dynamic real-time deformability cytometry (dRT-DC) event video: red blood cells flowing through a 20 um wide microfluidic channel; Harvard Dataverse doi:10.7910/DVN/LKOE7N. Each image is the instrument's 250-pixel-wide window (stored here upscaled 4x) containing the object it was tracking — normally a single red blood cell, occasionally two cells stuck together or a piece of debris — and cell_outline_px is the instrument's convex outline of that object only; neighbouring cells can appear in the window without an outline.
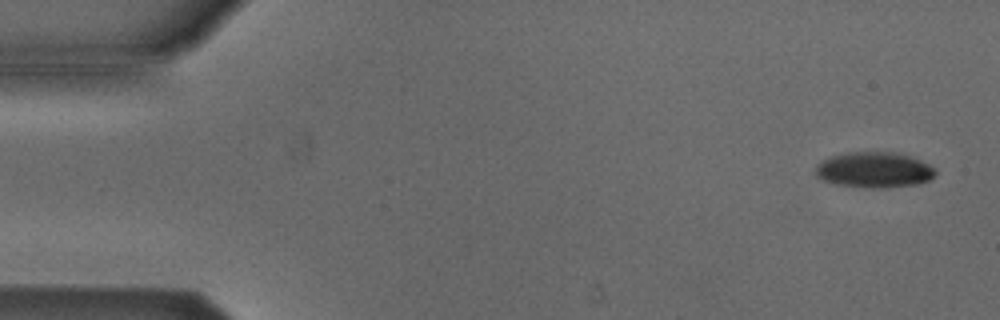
{"species": "Egyptian fruit bat (a non-hibernating species)", "species_latin": "Rousettus aegyptiacus", "temperature_condition": "cold", "stored_images_in_passage": 4, "camera_frame_rate_fps": 3000, "um_per_image_px": 0.085, "animal": {"sex": "male"}, "frame": {"image": 1, "passage_image": 1, "time_ms": 0.0, "image_size_px": [1000, 320], "cell_outline_px": [[936, 176], [928, 180], [916, 184], [888, 188], [864, 188], [836, 184], [824, 180], [816, 176], [816, 164], [828, 156], [848, 152], [892, 152], [912, 156], [936, 168]], "centroid_in_image_um": [74.31, 14.44], "position_along_channel_um": 10.7, "area_um2": 25.2}}
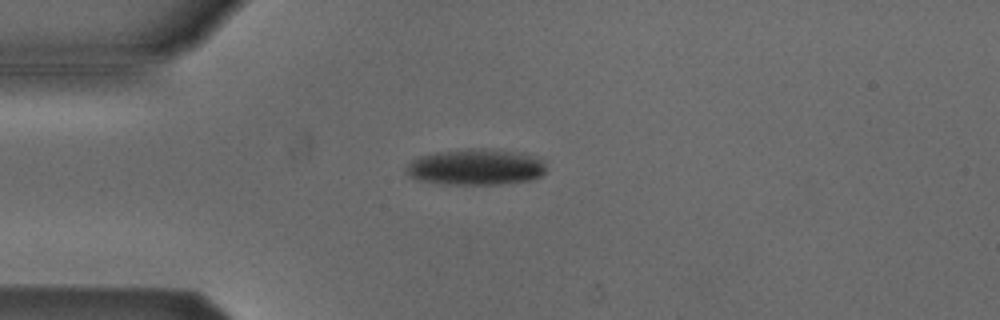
{"frame": {"image": 2, "passage_image": 4, "time_ms": 3.667, "image_size_px": [1000, 320], "cell_outline_px": [[544, 172], [540, 176], [528, 180], [500, 184], [440, 184], [420, 180], [408, 176], [404, 172], [404, 168], [412, 160], [420, 156], [436, 152], [468, 148], [488, 148], [524, 152], [540, 160], [544, 164]], "centroid_in_image_um": [40.39, 14.18], "position_along_channel_um": 44.6, "area_um2": 29.59}}